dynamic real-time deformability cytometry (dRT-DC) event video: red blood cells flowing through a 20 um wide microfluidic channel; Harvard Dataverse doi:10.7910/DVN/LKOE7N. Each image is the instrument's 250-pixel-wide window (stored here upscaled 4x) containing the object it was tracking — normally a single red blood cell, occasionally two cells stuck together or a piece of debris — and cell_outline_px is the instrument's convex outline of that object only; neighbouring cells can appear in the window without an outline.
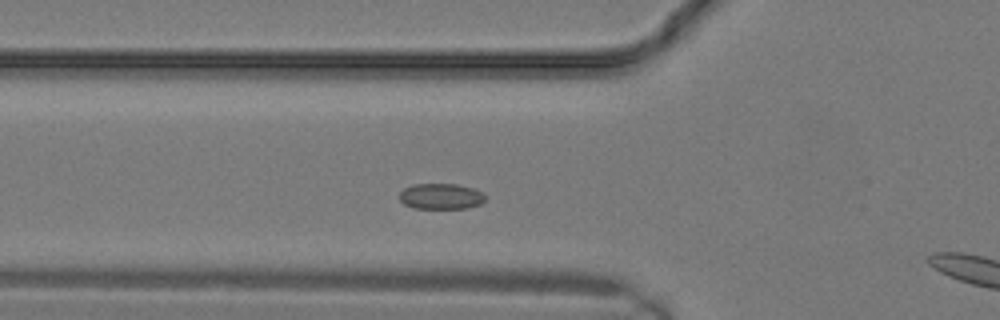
{"species": "common noctule bat (a hibernating species)", "species_latin": "Nyctalus noctula", "temperature_condition": "warm", "stored_images_in_passage": 6, "camera_frame_rate_fps": 3000, "um_per_image_px": 0.085, "animal": {"sex": "male", "body_mass_g": 19.2, "forearm_length_mm": 51.8}, "frame": {"image": 1, "passage_image": 5, "time_ms": 1.333, "image_size_px": [1000, 320], "cell_outline_px": [[484, 200], [480, 204], [468, 208], [412, 208], [404, 204], [400, 200], [400, 192], [404, 188], [412, 184], [456, 184], [472, 188], [484, 192]], "centroid_in_image_um": [37.47, 16.68], "position_along_channel_um": 88.3, "area_um2": 12.89}}